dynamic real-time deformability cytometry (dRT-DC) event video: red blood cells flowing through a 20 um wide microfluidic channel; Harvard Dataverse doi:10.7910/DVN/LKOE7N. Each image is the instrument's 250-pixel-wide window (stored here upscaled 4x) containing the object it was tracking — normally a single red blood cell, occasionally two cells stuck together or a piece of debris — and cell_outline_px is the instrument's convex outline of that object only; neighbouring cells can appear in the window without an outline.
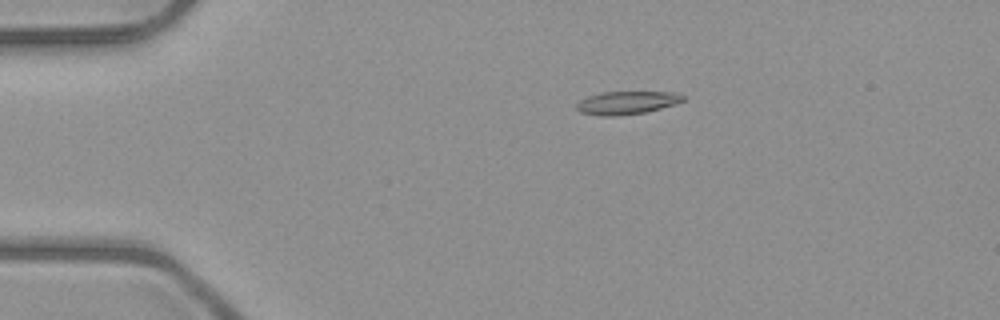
{"species": "common noctule bat (a hibernating species)", "species_latin": "Nyctalus noctula", "temperature_condition": "room temperature", "stored_images_in_passage": 4, "camera_frame_rate_fps": 3000, "um_per_image_px": 0.085, "animal": {"sex": "male", "body_mass_g": 23.1, "forearm_length_mm": 52.7}, "frame": {"image": 1, "passage_image": 4, "time_ms": 3.333, "image_size_px": [1000, 320], "cell_outline_px": [[684, 100], [676, 104], [644, 112], [616, 116], [600, 116], [580, 112], [576, 108], [576, 104], [580, 100], [588, 96], [604, 92], [672, 92], [684, 96]], "centroid_in_image_um": [53.25, 8.73], "position_along_channel_um": 31.8, "area_um2": 14.16}}